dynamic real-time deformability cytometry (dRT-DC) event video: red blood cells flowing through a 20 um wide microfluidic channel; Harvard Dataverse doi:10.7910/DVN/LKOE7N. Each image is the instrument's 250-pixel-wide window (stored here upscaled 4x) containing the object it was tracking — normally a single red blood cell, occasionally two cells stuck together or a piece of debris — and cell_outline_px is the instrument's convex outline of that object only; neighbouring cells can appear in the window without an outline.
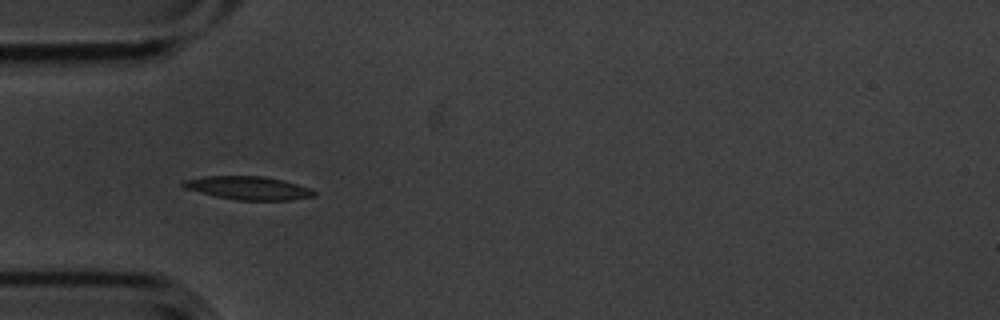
{"species": "common noctule bat (a hibernating species)", "species_latin": "Nyctalus noctula", "temperature_condition": "cold", "stored_images_in_passage": 8, "camera_frame_rate_fps": 3000, "um_per_image_px": 0.085, "animal": {"sex": "male", "body_mass_g": 20.1, "forearm_length_mm": 53.5}, "frame": {"image": 1, "passage_image": 5, "time_ms": 1.333, "image_size_px": [1000, 320], "cell_outline_px": [[316, 196], [292, 200], [236, 200], [216, 196], [184, 188], [180, 184], [184, 180], [204, 176], [264, 176], [312, 188], [316, 192]], "centroid_in_image_um": [21.12, 15.98], "position_along_channel_um": 63.9, "area_um2": 17.74}}
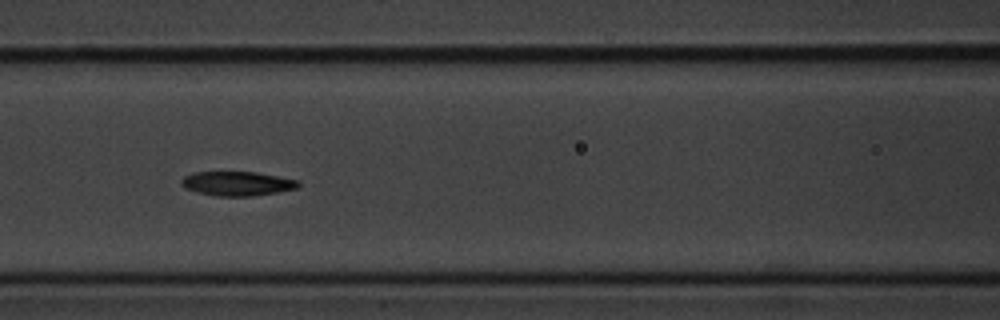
{"frame": {"image": 2, "passage_image": 7, "time_ms": 2.0, "image_size_px": [1000, 320], "cell_outline_px": [[300, 184], [296, 188], [276, 192], [252, 196], [216, 196], [196, 192], [188, 188], [180, 180], [184, 176], [196, 172], [256, 172], [300, 180]], "centroid_in_image_um": [20.2, 15.6], "position_along_channel_um": 146.4, "area_um2": 16.36}}
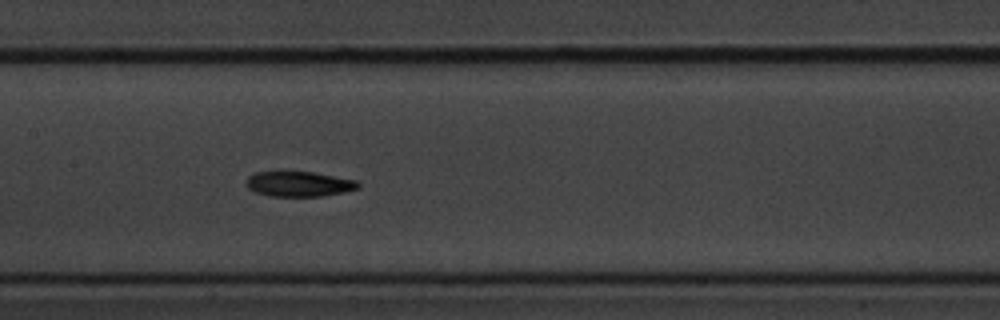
{"frame": {"image": 3, "passage_image": 8, "time_ms": 2.333, "image_size_px": [1000, 320], "cell_outline_px": [[360, 188], [344, 192], [324, 196], [268, 196], [256, 192], [248, 188], [244, 184], [248, 176], [256, 172], [312, 172], [356, 180], [360, 184]], "centroid_in_image_um": [25.4, 15.64], "position_along_channel_um": 182.0, "area_um2": 16.42}}